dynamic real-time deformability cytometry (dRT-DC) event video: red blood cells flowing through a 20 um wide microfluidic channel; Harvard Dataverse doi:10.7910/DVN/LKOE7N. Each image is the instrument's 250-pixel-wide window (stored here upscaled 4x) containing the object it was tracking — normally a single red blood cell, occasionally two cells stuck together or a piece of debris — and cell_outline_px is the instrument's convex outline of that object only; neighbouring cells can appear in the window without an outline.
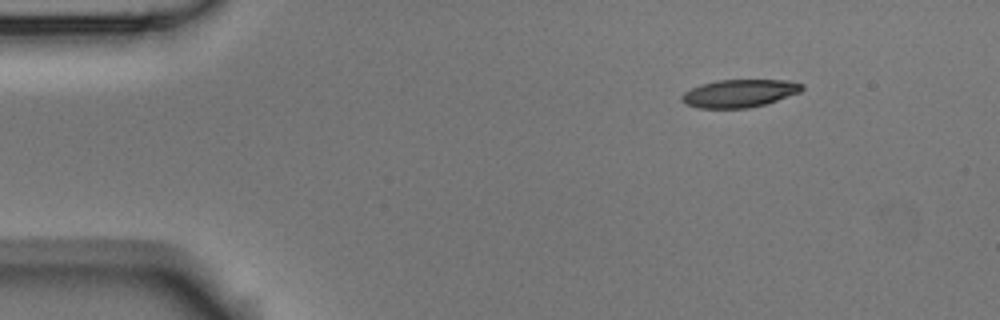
{"species": "Egyptian fruit bat (a non-hibernating species)", "species_latin": "Rousettus aegyptiacus", "temperature_condition": "room temperature", "stored_images_in_passage": 4, "segment_of_instrument_passage": [1, 2], "camera_frame_rate_fps": 3000, "um_per_image_px": 0.085, "animal": {"sex": "male"}, "frame": {"image": 1, "passage_image": 1, "time_ms": 0.0, "image_size_px": [1000, 320], "cell_outline_px": [[804, 88], [800, 92], [764, 104], [748, 108], [700, 108], [688, 104], [680, 100], [680, 96], [684, 92], [700, 84], [716, 80], [788, 80], [804, 84]], "centroid_in_image_um": [62.84, 7.92], "position_along_channel_um": 22.2, "area_um2": 19.42}}